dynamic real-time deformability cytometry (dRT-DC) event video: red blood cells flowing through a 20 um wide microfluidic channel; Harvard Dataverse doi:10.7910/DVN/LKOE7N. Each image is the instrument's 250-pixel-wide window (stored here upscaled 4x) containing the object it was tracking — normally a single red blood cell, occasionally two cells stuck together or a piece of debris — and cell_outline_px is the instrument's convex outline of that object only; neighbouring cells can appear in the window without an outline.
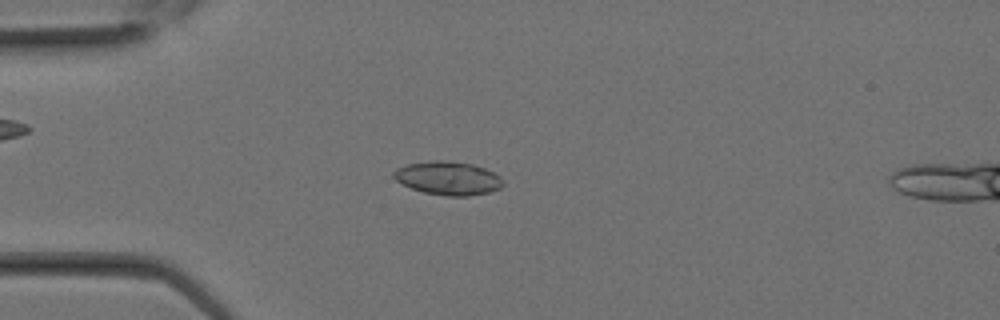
{"species": "Egyptian fruit bat (a non-hibernating species)", "species_latin": "Rousettus aegyptiacus", "temperature_condition": "room temperature", "stored_images_in_passage": 9, "camera_frame_rate_fps": 3000, "um_per_image_px": 0.085, "animal": {"sex": "female"}, "frame": {"image": 1, "passage_image": 8, "time_ms": 2.333, "image_size_px": [1000, 320], "cell_outline_px": [[504, 184], [500, 188], [488, 192], [468, 196], [448, 196], [424, 192], [412, 188], [396, 180], [392, 176], [392, 172], [396, 168], [408, 164], [432, 160], [448, 160], [472, 164], [484, 168], [500, 176], [504, 180]], "centroid_in_image_um": [38.09, 15.13], "position_along_channel_um": 46.9, "area_um2": 21.33}}